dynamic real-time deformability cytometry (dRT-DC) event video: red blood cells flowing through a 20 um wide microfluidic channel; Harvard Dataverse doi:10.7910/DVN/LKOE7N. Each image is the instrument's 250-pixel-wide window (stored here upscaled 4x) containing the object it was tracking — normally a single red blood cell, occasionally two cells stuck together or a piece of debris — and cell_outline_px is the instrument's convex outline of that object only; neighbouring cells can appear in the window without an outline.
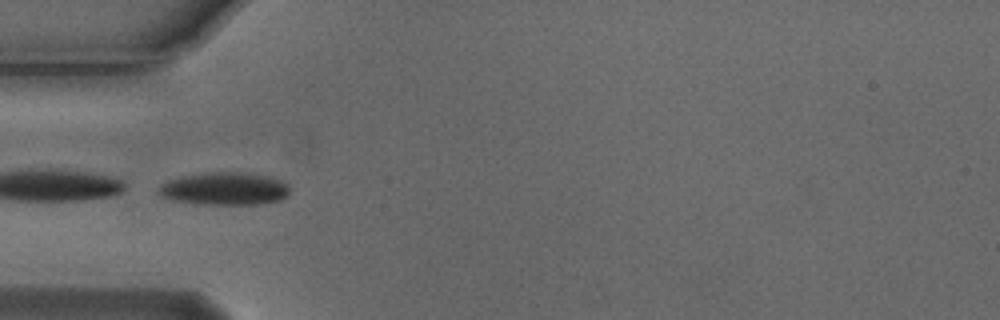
{"species": "Egyptian fruit bat (a non-hibernating species)", "species_latin": "Rousettus aegyptiacus", "temperature_condition": "cold", "stored_images_in_passage": 6, "camera_frame_rate_fps": 3000, "um_per_image_px": 0.085, "animal": {"sex": "male"}, "frame": {"image": 1, "passage_image": 4, "time_ms": 1.0, "image_size_px": [1000, 320], "cell_outline_px": [[288, 196], [280, 200], [256, 204], [204, 204], [176, 200], [160, 196], [156, 192], [160, 184], [168, 180], [184, 176], [216, 172], [240, 172], [272, 176], [288, 184]], "centroid_in_image_um": [19.1, 16.03], "position_along_channel_um": 65.9, "area_um2": 24.85}}
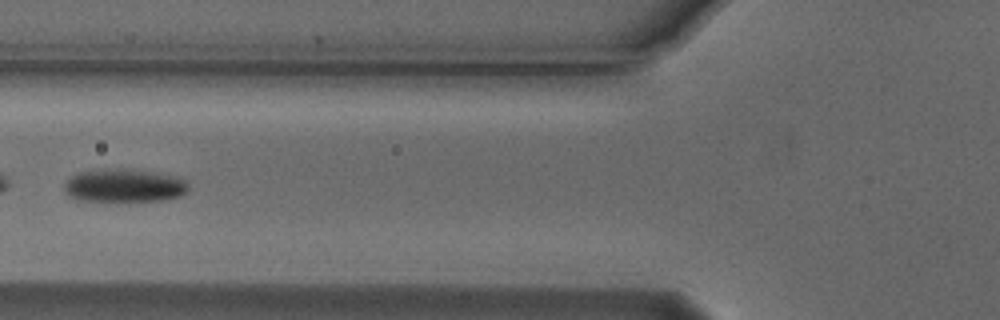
{"frame": {"image": 2, "passage_image": 5, "time_ms": 1.333, "image_size_px": [1000, 320], "cell_outline_px": [[188, 192], [180, 196], [164, 200], [76, 200], [68, 196], [64, 192], [64, 184], [76, 172], [112, 168], [156, 172], [180, 176], [188, 184]], "centroid_in_image_um": [10.57, 15.76], "position_along_channel_um": 115.2, "area_um2": 24.04}}